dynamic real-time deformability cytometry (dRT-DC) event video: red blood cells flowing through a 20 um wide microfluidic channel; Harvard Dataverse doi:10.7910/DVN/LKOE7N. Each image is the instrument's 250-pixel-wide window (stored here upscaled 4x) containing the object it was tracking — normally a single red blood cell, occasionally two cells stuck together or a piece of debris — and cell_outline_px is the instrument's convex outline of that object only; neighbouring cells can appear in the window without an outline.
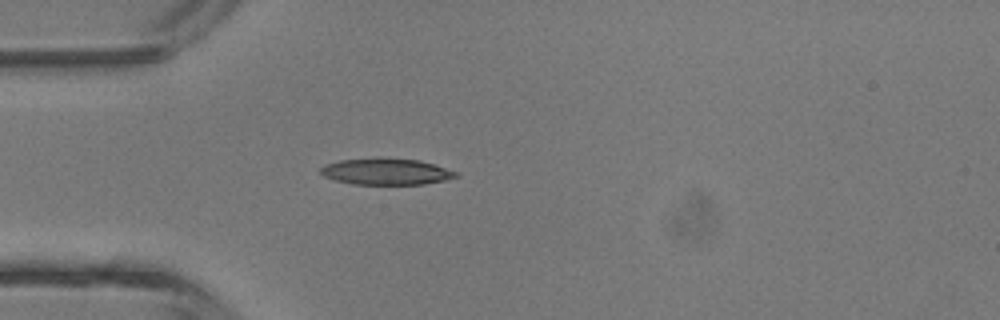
{"species": "common noctule bat (a hibernating species)", "species_latin": "Nyctalus noctula", "temperature_condition": "room temperature", "stored_images_in_passage": 1, "camera_frame_rate_fps": 3000, "um_per_image_px": 0.085, "animal": {"sex": "male", "body_mass_g": 13.3}, "frame": {"image": 1, "passage_image": 1, "time_ms": 0.0, "image_size_px": [1000, 320], "cell_outline_px": [[460, 176], [444, 180], [424, 184], [352, 184], [336, 180], [324, 176], [320, 172], [320, 168], [324, 164], [340, 160], [380, 156], [420, 160], [456, 172]], "centroid_in_image_um": [32.78, 14.56], "position_along_channel_um": 52.2, "area_um2": 21.04}}